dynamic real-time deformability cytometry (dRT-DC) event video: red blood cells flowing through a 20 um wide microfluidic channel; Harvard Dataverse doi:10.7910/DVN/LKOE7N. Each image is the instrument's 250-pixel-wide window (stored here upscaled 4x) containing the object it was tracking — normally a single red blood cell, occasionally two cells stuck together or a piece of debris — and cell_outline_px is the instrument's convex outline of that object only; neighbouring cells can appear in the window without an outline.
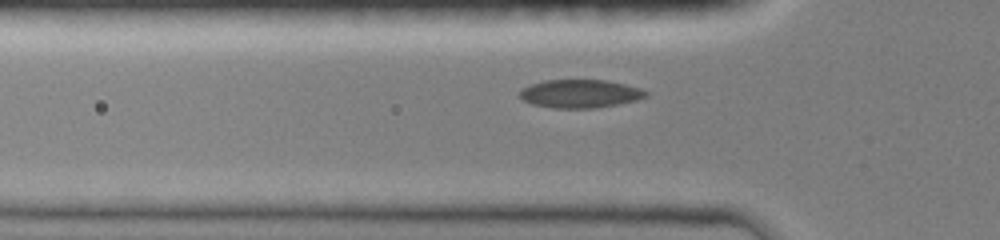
{"species": "common noctule bat (a hibernating species)", "species_latin": "Nyctalus noctula", "temperature_condition": "room temperature", "stored_images_in_passage": 33, "camera_frame_rate_fps": 3000, "um_per_image_px": 0.085, "animal": {"sex": "female", "body_mass_g": 19.0, "forearm_length_mm": 51.5}, "frame": {"image": 1, "passage_image": 4, "time_ms": 1.0, "image_size_px": [1000, 240], "cell_outline_px": [[648, 96], [636, 100], [596, 108], [552, 108], [532, 104], [524, 100], [520, 96], [520, 92], [524, 88], [532, 84], [544, 80], [608, 80], [640, 88], [648, 92]], "centroid_in_image_um": [49.33, 7.96], "position_along_channel_um": 76.5, "area_um2": 20.63}}
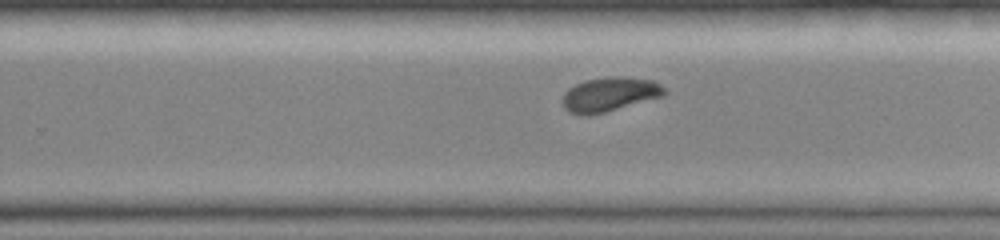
{"frame": {"image": 2, "passage_image": 19, "time_ms": 6.0, "image_size_px": [1000, 240], "cell_outline_px": [[668, 92], [664, 96], [604, 112], [584, 116], [568, 112], [564, 108], [564, 92], [568, 88], [584, 80], [612, 76], [624, 76], [656, 80], [668, 88]], "centroid_in_image_um": [51.89, 8.0], "position_along_channel_um": 277.9, "area_um2": 20.63}}
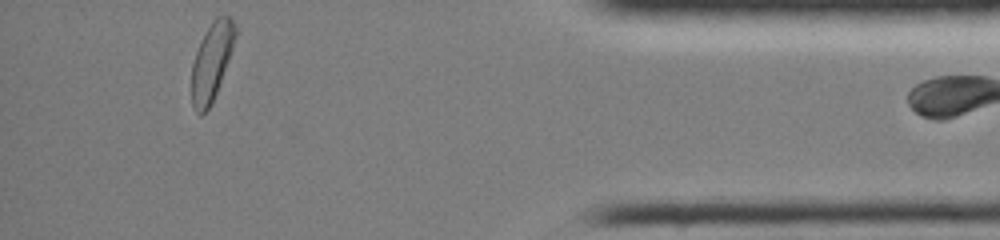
{"frame": {"image": 3, "passage_image": 32, "time_ms": 10.333, "image_size_px": [1000, 240], "cell_outline_px": [[236, 36], [228, 60], [212, 104], [200, 116], [192, 108], [192, 64], [196, 52], [212, 20], [216, 16], [228, 16], [236, 24]], "centroid_in_image_um": [17.99, 5.26], "position_along_channel_um": 417.2, "area_um2": 19.36}}